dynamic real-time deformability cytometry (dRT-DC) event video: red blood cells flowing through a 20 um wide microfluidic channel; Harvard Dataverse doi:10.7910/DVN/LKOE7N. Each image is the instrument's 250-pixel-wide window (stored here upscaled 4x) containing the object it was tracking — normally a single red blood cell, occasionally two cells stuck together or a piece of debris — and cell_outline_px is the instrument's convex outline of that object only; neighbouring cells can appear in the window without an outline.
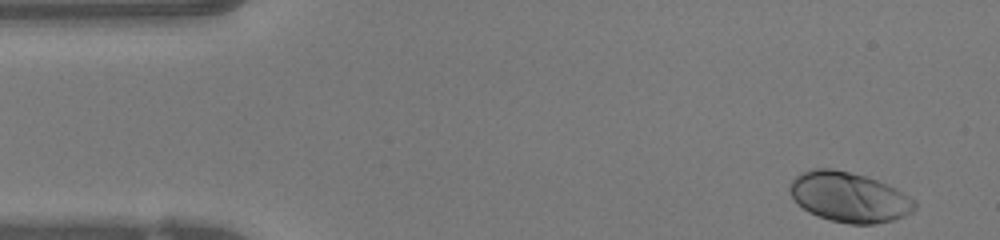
{"species": "human", "species_latin": "Homo sapiens", "temperature_condition": "warm", "stored_images_in_passage": 46, "camera_frame_rate_fps": 3000, "um_per_image_px": 0.085, "donor": {"sex": "female"}, "frame": {"image": 1, "passage_image": 1, "time_ms": 0.0, "image_size_px": [1000, 240], "cell_outline_px": [[916, 208], [912, 212], [904, 216], [892, 220], [872, 224], [848, 224], [832, 220], [808, 212], [792, 196], [788, 188], [792, 180], [800, 172], [812, 168], [832, 168], [864, 176], [888, 184], [896, 188], [916, 200]], "centroid_in_image_um": [72.19, 16.74], "position_along_channel_um": 12.8, "area_um2": 36.24}}
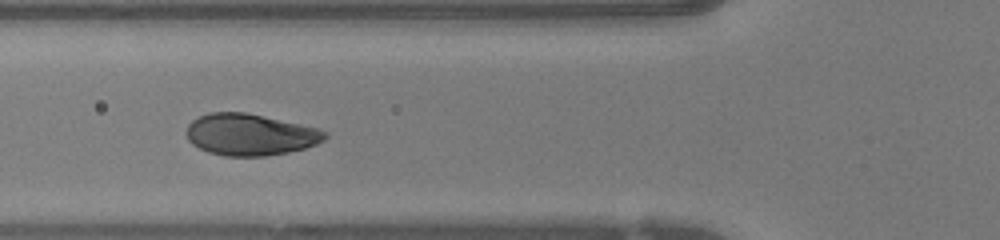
{"frame": {"image": 2, "passage_image": 15, "time_ms": 4.667, "image_size_px": [1000, 240], "cell_outline_px": [[328, 136], [324, 140], [316, 144], [304, 148], [288, 152], [264, 156], [224, 156], [208, 152], [192, 144], [188, 140], [184, 132], [188, 124], [192, 120], [208, 112], [244, 112], [316, 128], [328, 132]], "centroid_in_image_um": [21.21, 11.45], "position_along_channel_um": 104.6, "area_um2": 33.47}}
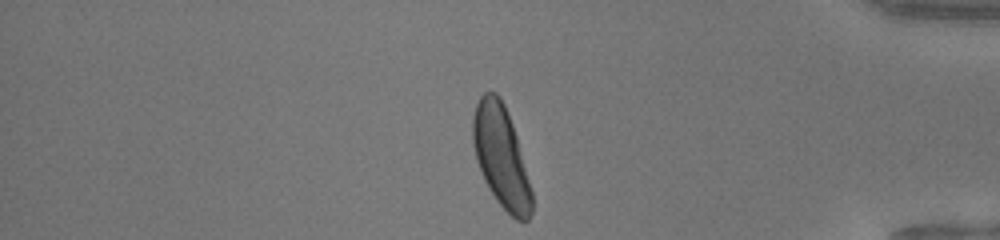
{"frame": {"image": 3, "passage_image": 38, "time_ms": 12.333, "image_size_px": [1000, 240], "cell_outline_px": [[532, 212], [528, 220], [516, 220], [496, 200], [488, 188], [484, 180], [476, 160], [472, 144], [472, 116], [476, 104], [480, 96], [484, 92], [496, 92], [500, 96], [508, 112], [516, 136], [532, 192]], "centroid_in_image_um": [42.56, 13.28], "position_along_channel_um": 392.6, "area_um2": 34.8}, "authors_computed_cell_mechanics": {"area_um2": 34.4488, "velocity_mm_per_s": 4.2054, "shape_relaxation_time_tau1_ms": 1.512, "shape_relaxation_time_tau2_ms": null, "deformation_change_tau1": 0.154, "deformation_change_tau2": null}}